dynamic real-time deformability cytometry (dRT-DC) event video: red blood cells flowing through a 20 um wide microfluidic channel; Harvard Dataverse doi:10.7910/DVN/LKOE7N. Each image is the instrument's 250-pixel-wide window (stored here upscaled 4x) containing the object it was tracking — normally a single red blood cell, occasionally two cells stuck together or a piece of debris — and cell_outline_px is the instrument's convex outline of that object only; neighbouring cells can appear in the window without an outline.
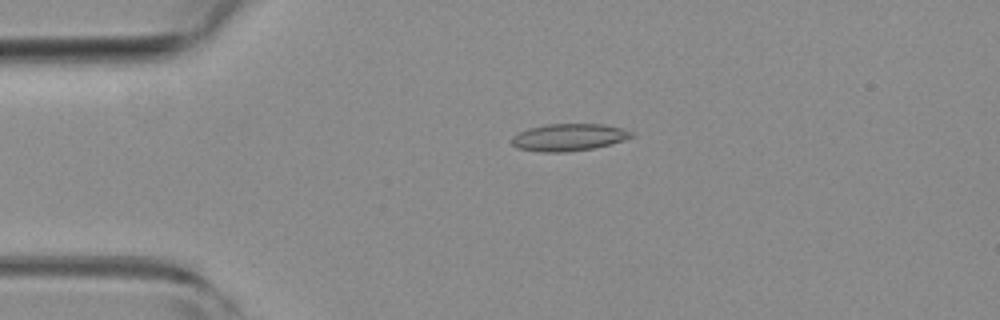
{"species": "common noctule bat (a hibernating species)", "species_latin": "Nyctalus noctula", "temperature_condition": "room temperature", "stored_images_in_passage": 5, "camera_frame_rate_fps": 3000, "um_per_image_px": 0.085, "animal": {"sex": "female", "body_mass_g": 19.3, "forearm_length_mm": 54.1}, "frame": {"image": 1, "passage_image": 4, "time_ms": 1.0, "image_size_px": [1000, 320], "cell_outline_px": [[636, 136], [624, 140], [592, 148], [564, 152], [544, 152], [520, 148], [512, 144], [512, 136], [528, 128], [548, 124], [604, 124], [624, 128], [636, 132]], "centroid_in_image_um": [48.42, 11.65], "position_along_channel_um": 36.6, "area_um2": 18.9}}